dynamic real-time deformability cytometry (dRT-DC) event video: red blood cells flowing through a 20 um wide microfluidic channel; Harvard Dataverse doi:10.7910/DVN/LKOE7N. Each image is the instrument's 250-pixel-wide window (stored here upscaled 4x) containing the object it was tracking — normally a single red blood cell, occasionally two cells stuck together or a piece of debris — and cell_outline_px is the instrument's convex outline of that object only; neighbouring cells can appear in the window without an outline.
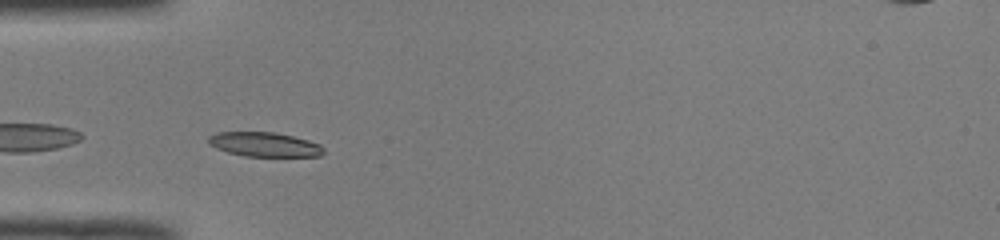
{"species": "common noctule bat (a hibernating species)", "species_latin": "Nyctalus noctula", "temperature_condition": "room temperature", "stored_images_in_passage": 28, "camera_frame_rate_fps": 3000, "um_per_image_px": 0.085, "animal": {"sex": "male", "body_mass_g": 19.0, "forearm_length_mm": 50.8}, "frame": {"image": 1, "passage_image": 2, "time_ms": 0.333, "image_size_px": [1000, 240], "cell_outline_px": [[324, 152], [320, 156], [244, 156], [228, 152], [216, 148], [208, 144], [208, 136], [216, 132], [276, 132], [308, 140], [320, 144], [324, 148]], "centroid_in_image_um": [22.46, 12.27], "position_along_channel_um": 62.5, "area_um2": 16.42}}
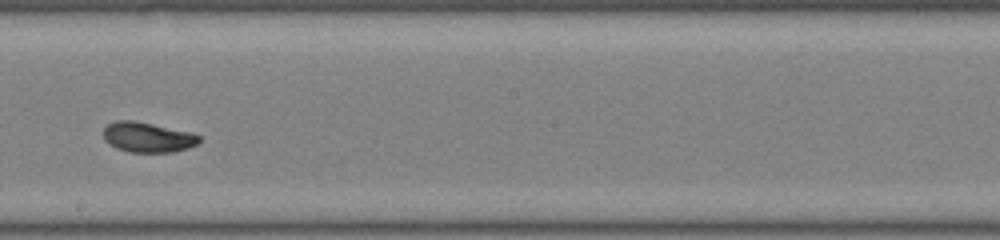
{"frame": {"image": 2, "passage_image": 15, "time_ms": 4.667, "image_size_px": [1000, 240], "cell_outline_px": [[200, 140], [196, 144], [188, 148], [172, 152], [128, 152], [116, 148], [108, 144], [104, 140], [104, 128], [108, 124], [116, 120], [132, 120], [192, 132], [200, 136]], "centroid_in_image_um": [12.53, 11.67], "position_along_channel_um": 235.7, "area_um2": 16.82}}
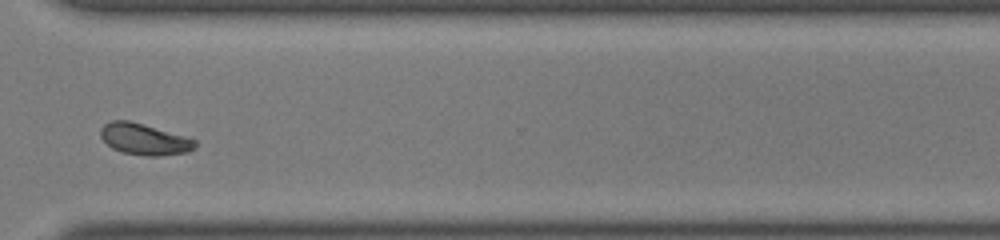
{"frame": {"image": 3, "passage_image": 24, "time_ms": 7.667, "image_size_px": [1000, 240], "cell_outline_px": [[196, 144], [188, 152], [160, 156], [144, 156], [124, 152], [112, 148], [100, 136], [100, 128], [104, 124], [112, 120], [128, 120], [188, 136], [196, 140]], "centroid_in_image_um": [12.27, 11.82], "position_along_channel_um": 358.3, "area_um2": 17.28}, "authors_computed_cell_mechanics": {"area_um2": 16.8776, "velocity_mm_per_s": 4.0507, "shape_relaxation_time_tau1_ms": 3.0039, "shape_relaxation_time_tau2_ms": 1.2448, "deformation_change_tau1": 0.1301, "deformation_change_tau2": 0.0388}}